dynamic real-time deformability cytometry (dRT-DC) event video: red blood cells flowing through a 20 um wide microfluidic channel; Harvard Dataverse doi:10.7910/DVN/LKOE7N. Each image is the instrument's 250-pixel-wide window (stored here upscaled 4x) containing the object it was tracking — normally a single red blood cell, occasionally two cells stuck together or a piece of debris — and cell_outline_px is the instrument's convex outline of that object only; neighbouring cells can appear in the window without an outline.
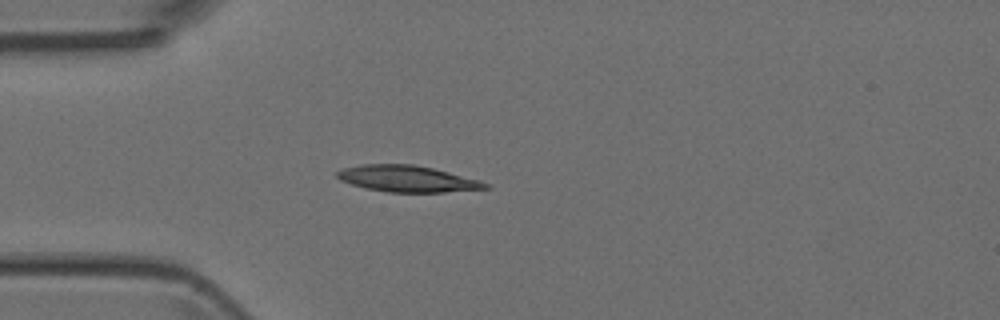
{"species": "Egyptian fruit bat (a non-hibernating species)", "species_latin": "Rousettus aegyptiacus", "temperature_condition": "room temperature", "stored_images_in_passage": 4, "camera_frame_rate_fps": 3000, "um_per_image_px": 0.085, "animal": {"sex": "female"}, "frame": {"image": 1, "passage_image": 4, "time_ms": 3.333, "image_size_px": [1000, 320], "cell_outline_px": [[492, 188], [444, 192], [388, 192], [364, 188], [340, 180], [336, 176], [336, 172], [344, 168], [364, 164], [412, 164], [432, 168], [480, 180], [488, 184]], "centroid_in_image_um": [34.62, 15.2], "position_along_channel_um": 50.4, "area_um2": 22.66}}